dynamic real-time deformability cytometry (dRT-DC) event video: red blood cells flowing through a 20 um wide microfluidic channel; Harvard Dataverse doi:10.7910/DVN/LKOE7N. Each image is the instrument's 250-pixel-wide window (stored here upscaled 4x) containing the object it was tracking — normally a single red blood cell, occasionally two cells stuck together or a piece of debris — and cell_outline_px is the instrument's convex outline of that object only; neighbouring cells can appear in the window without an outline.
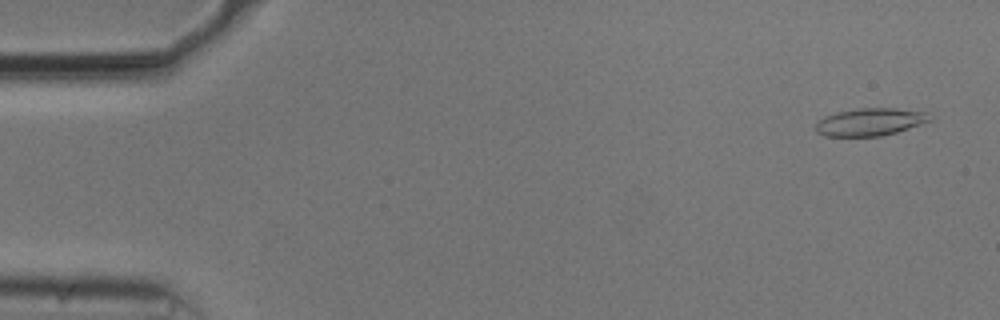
{"species": "common noctule bat (a hibernating species)", "species_latin": "Nyctalus noctula", "temperature_condition": "cold", "stored_images_in_passage": 9, "camera_frame_rate_fps": 3000, "um_per_image_px": 0.085, "animal": {"sex": "male", "body_mass_g": 20.5, "forearm_length_mm": 52.5}, "frame": {"image": 1, "passage_image": 2, "time_ms": 0.333, "image_size_px": [1000, 320], "cell_outline_px": [[932, 120], [896, 132], [880, 136], [824, 136], [816, 132], [816, 124], [824, 116], [836, 112], [860, 108], [896, 108], [924, 112]], "centroid_in_image_um": [73.91, 10.36], "position_along_channel_um": 11.1, "area_um2": 18.09}}